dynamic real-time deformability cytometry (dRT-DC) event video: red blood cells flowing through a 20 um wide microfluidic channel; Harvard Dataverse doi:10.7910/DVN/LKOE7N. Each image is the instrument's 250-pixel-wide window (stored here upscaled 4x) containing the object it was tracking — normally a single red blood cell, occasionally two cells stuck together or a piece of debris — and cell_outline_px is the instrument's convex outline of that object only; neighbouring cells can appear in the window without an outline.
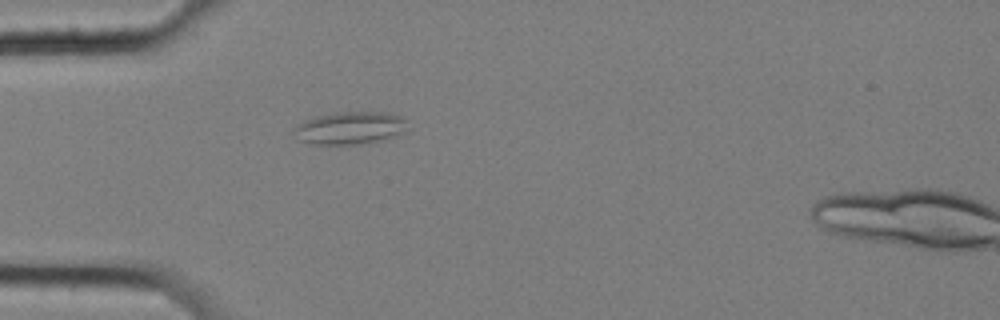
{"species": "common noctule bat (a hibernating species)", "species_latin": "Nyctalus noctula", "temperature_condition": "cold", "stored_images_in_passage": 43, "camera_frame_rate_fps": 3000, "um_per_image_px": 0.085, "animal": {"sex": "female", "body_mass_g": 25.1}, "frame": {"image": 1, "passage_image": 1, "time_ms": 0.0, "image_size_px": [1000, 320], "cell_outline_px": [[412, 128], [396, 136], [384, 140], [368, 144], [312, 144], [296, 140], [292, 132], [292, 128], [296, 124], [304, 120], [316, 116], [336, 112], [384, 112], [400, 116]], "centroid_in_image_um": [29.74, 10.89], "position_along_channel_um": 55.3, "area_um2": 22.25}}
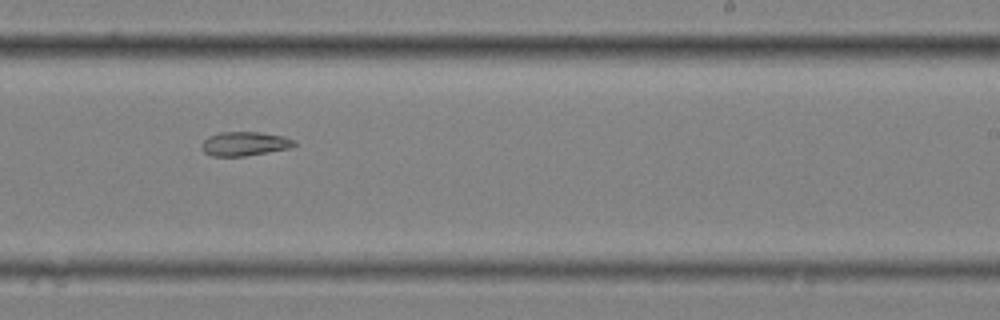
{"frame": {"image": 2, "passage_image": 20, "time_ms": 6.333, "image_size_px": [1000, 320], "cell_outline_px": [[296, 144], [288, 148], [268, 152], [244, 156], [212, 156], [204, 152], [200, 148], [200, 144], [208, 136], [220, 132], [260, 132], [284, 136], [296, 140]], "centroid_in_image_um": [20.76, 12.21], "position_along_channel_um": 268.2, "area_um2": 13.06}}
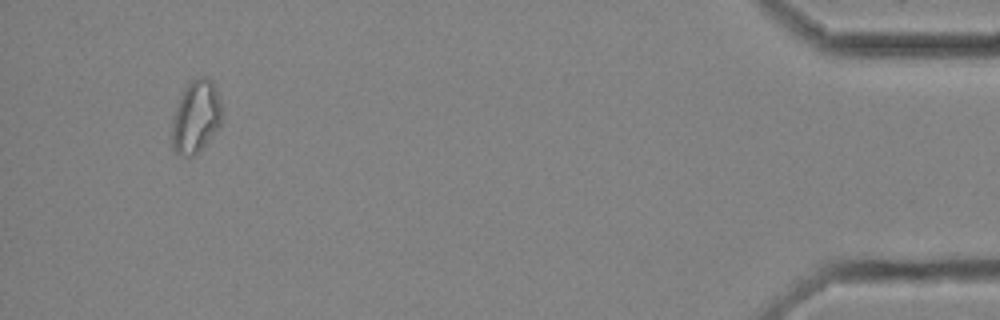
{"frame": {"image": 3, "passage_image": 39, "time_ms": 12.667, "image_size_px": [1000, 320], "cell_outline_px": [[220, 124], [208, 140], [192, 156], [176, 156], [172, 148], [172, 120], [180, 96], [188, 84], [192, 80], [200, 76], [208, 76], [212, 80], [216, 88], [220, 104]], "centroid_in_image_um": [16.61, 9.92], "position_along_channel_um": 418.6, "area_um2": 20.81}}